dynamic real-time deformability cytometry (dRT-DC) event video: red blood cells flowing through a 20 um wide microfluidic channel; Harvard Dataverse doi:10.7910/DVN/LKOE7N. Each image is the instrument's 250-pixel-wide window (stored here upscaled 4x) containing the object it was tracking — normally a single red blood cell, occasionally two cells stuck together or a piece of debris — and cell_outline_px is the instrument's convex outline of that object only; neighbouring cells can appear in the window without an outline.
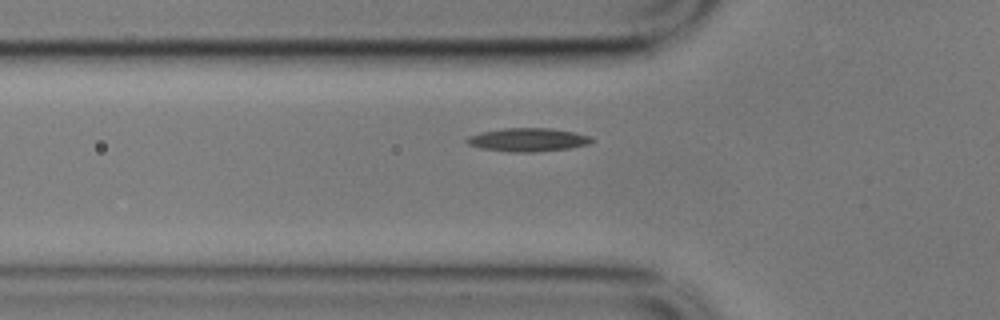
{"species": "common noctule bat (a hibernating species)", "species_latin": "Nyctalus noctula", "temperature_condition": "cold", "stored_images_in_passage": 36, "camera_frame_rate_fps": 3000, "um_per_image_px": 0.085, "animal": {"sex": "male", "body_mass_g": 17.9}, "frame": {"image": 1, "passage_image": 5, "time_ms": 1.333, "image_size_px": [1000, 320], "cell_outline_px": [[596, 140], [588, 144], [568, 148], [532, 152], [508, 152], [480, 148], [468, 144], [464, 140], [468, 136], [480, 132], [504, 128], [552, 128], [592, 136]], "centroid_in_image_um": [44.85, 11.87], "position_along_channel_um": 80.9, "area_um2": 17.11}}
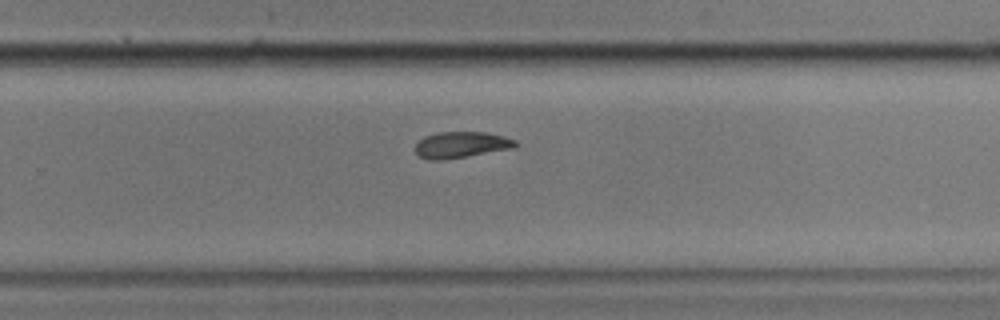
{"frame": {"image": 2, "passage_image": 23, "time_ms": 7.333, "image_size_px": [1000, 320], "cell_outline_px": [[516, 144], [512, 148], [440, 160], [428, 160], [420, 156], [416, 152], [416, 144], [424, 136], [440, 132], [488, 132], [504, 136], [516, 140]], "centroid_in_image_um": [39.18, 12.29], "position_along_channel_um": 290.6, "area_um2": 14.97}}
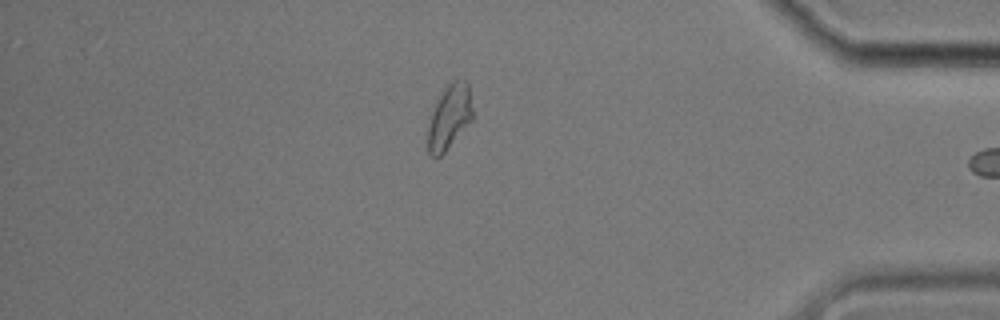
{"frame": {"image": 3, "passage_image": 35, "time_ms": 11.333, "image_size_px": [1000, 320], "cell_outline_px": [[472, 120], [444, 152], [436, 160], [428, 152], [428, 124], [436, 100], [444, 88], [452, 80], [468, 80], [472, 108]], "centroid_in_image_um": [38.19, 9.93], "position_along_channel_um": 397.0, "area_um2": 16.82}}